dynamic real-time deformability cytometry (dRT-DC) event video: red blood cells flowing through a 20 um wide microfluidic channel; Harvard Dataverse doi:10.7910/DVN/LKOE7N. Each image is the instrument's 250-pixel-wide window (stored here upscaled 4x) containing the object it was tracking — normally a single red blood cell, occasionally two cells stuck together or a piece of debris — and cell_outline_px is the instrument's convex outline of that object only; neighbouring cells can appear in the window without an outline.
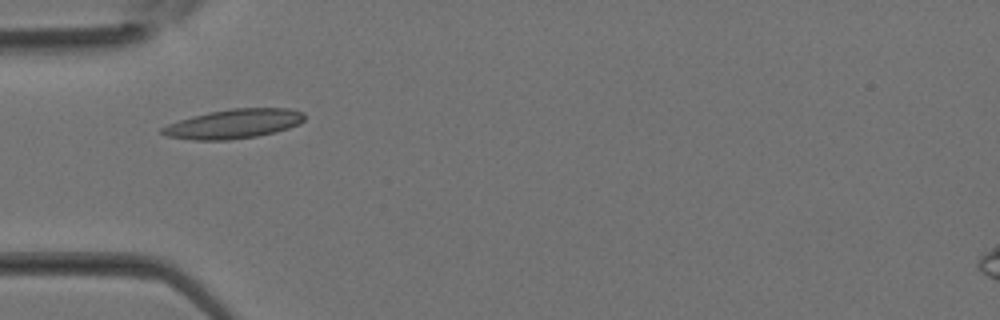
{"species": "Egyptian fruit bat (a non-hibernating species)", "species_latin": "Rousettus aegyptiacus", "temperature_condition": "room temperature", "stored_images_in_passage": 21, "camera_frame_rate_fps": 3000, "um_per_image_px": 0.085, "animal": {"sex": "female"}, "frame": {"image": 1, "passage_image": 1, "time_ms": 0.0, "image_size_px": [1000, 320], "cell_outline_px": [[304, 120], [300, 124], [276, 132], [256, 136], [228, 140], [192, 140], [168, 136], [160, 132], [160, 128], [168, 124], [192, 116], [208, 112], [232, 108], [288, 108], [304, 112]], "centroid_in_image_um": [19.88, 10.52], "position_along_channel_um": 65.1, "area_um2": 24.33}}
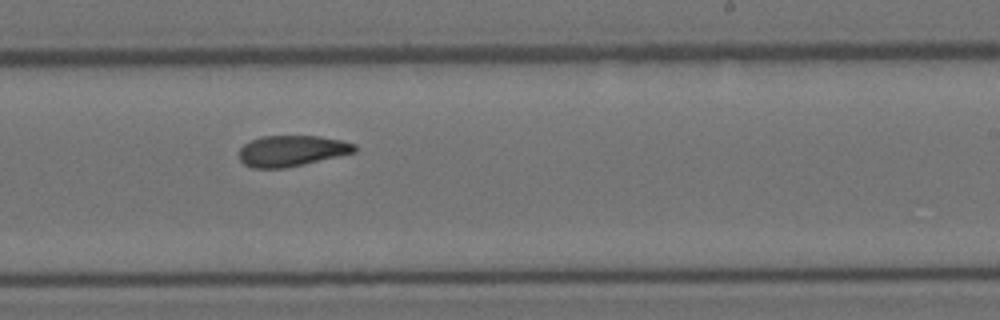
{"frame": {"image": 2, "passage_image": 11, "time_ms": 3.333, "image_size_px": [1000, 320], "cell_outline_px": [[356, 152], [304, 164], [284, 168], [252, 168], [244, 164], [240, 160], [240, 148], [248, 140], [260, 136], [320, 136], [340, 140], [356, 144]], "centroid_in_image_um": [24.78, 12.81], "position_along_channel_um": 264.2, "area_um2": 20.87}}
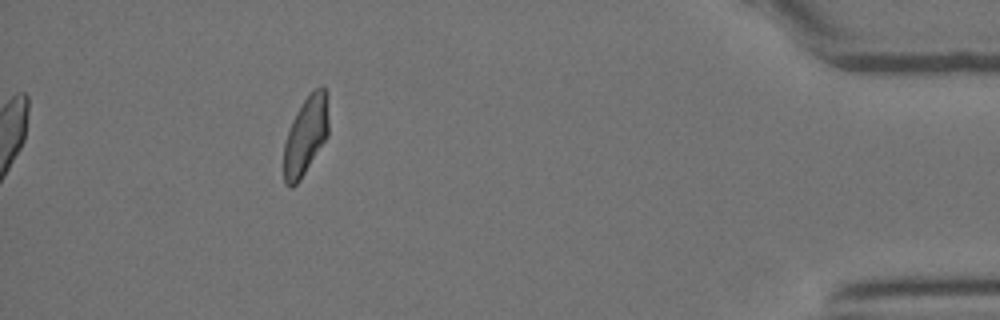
{"frame": {"image": 3, "passage_image": 21, "time_ms": 6.667, "image_size_px": [1000, 320], "cell_outline_px": [[328, 136], [300, 180], [292, 188], [288, 188], [284, 184], [284, 144], [292, 120], [296, 112], [312, 88], [324, 84], [328, 92]], "centroid_in_image_um": [26.01, 11.48], "position_along_channel_um": 409.2, "area_um2": 20.87}}